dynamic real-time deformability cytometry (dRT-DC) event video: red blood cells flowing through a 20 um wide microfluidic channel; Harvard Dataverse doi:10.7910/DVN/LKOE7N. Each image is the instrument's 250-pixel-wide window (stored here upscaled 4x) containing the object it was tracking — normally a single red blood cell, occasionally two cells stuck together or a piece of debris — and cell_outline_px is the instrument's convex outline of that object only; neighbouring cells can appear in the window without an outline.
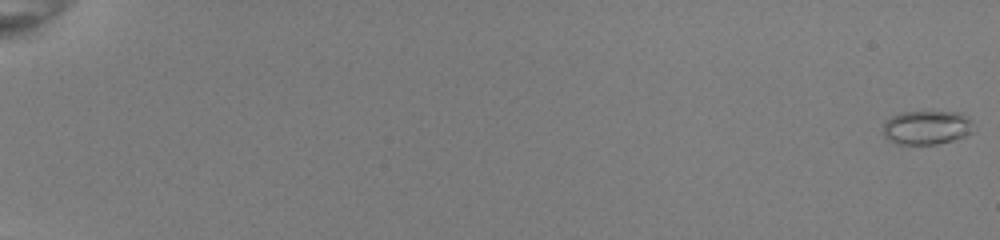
{"species": "common noctule bat (a hibernating species)", "species_latin": "Nyctalus noctula", "temperature_condition": "room temperature", "stored_images_in_passage": 54, "camera_frame_rate_fps": 3000, "um_per_image_px": 0.085, "animal": {"sex": "female", "body_mass_g": 22.0, "forearm_length_mm": 56.7}, "frame": {"image": 1, "passage_image": 1, "time_ms": 0.0, "image_size_px": [1000, 240], "cell_outline_px": [[972, 132], [964, 136], [952, 140], [936, 144], [896, 144], [888, 140], [884, 136], [884, 120], [892, 116], [904, 112], [960, 112], [968, 116], [972, 120]], "centroid_in_image_um": [78.77, 10.84], "position_along_channel_um": 6.2, "area_um2": 17.92}}
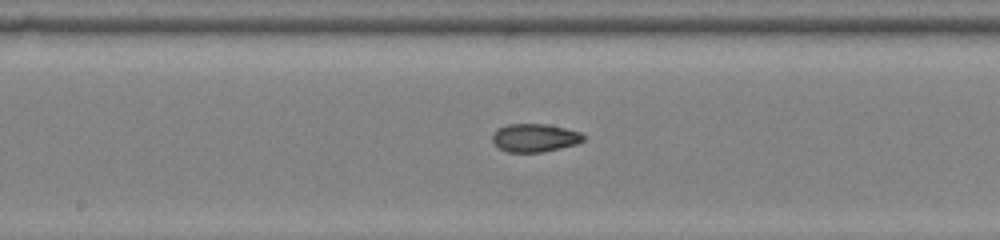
{"frame": {"image": 2, "passage_image": 32, "time_ms": 10.333, "image_size_px": [1000, 240], "cell_outline_px": [[584, 140], [576, 144], [560, 148], [540, 152], [508, 152], [500, 148], [492, 140], [492, 136], [496, 128], [508, 124], [548, 124], [580, 132], [584, 136]], "centroid_in_image_um": [45.44, 11.7], "position_along_channel_um": 202.8, "area_um2": 14.85}}
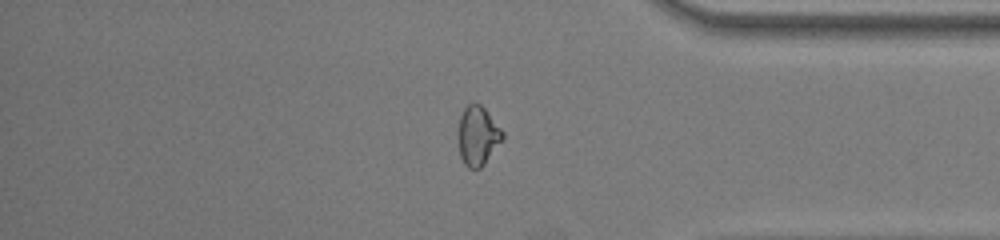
{"frame": {"image": 3, "passage_image": 47, "time_ms": 15.333, "image_size_px": [1000, 240], "cell_outline_px": [[504, 136], [484, 164], [480, 168], [468, 168], [464, 164], [460, 156], [460, 116], [464, 108], [468, 104], [480, 104], [484, 108], [504, 132]], "centroid_in_image_um": [40.62, 11.54], "position_along_channel_um": 394.6, "area_um2": 14.74}, "authors_computed_cell_mechanics": {"area_um2": 15.4615, "velocity_mm_per_s": 4.0294, "shape_relaxation_time_tau1_ms": 8.197, "shape_relaxation_time_tau2_ms": 1.8971, "deformation_change_tau1": 0.1992, "deformation_change_tau2": 0.0691}}